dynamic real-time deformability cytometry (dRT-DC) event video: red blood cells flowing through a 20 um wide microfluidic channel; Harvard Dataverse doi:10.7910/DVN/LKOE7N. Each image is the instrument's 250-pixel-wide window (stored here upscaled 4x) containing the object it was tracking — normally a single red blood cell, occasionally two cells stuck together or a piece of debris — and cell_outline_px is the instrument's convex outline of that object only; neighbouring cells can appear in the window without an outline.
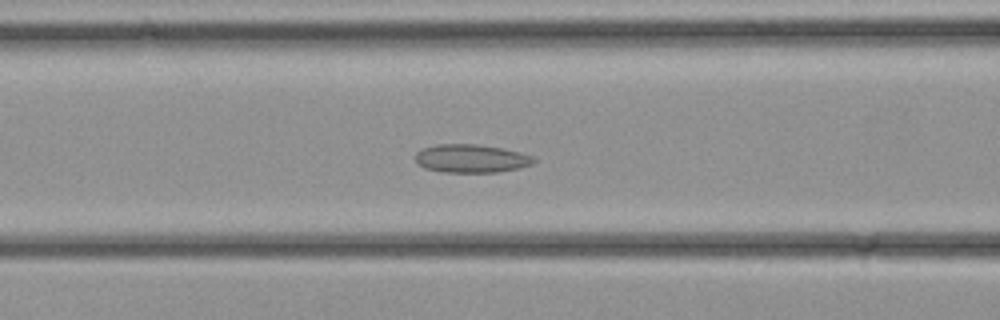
{"species": "common noctule bat (a hibernating species)", "species_latin": "Nyctalus noctula", "temperature_condition": "cold", "stored_images_in_passage": 25, "camera_frame_rate_fps": 3000, "um_per_image_px": 0.085, "animal": {"sex": "female", "body_mass_g": 21.9}, "frame": {"image": 1, "passage_image": 4, "time_ms": 1.0, "image_size_px": [1000, 320], "cell_outline_px": [[536, 160], [532, 164], [520, 168], [496, 172], [444, 172], [424, 168], [416, 160], [416, 152], [424, 148], [436, 144], [476, 144], [504, 148], [536, 156]], "centroid_in_image_um": [40.1, 13.47], "position_along_channel_um": 126.5, "area_um2": 19.59}}
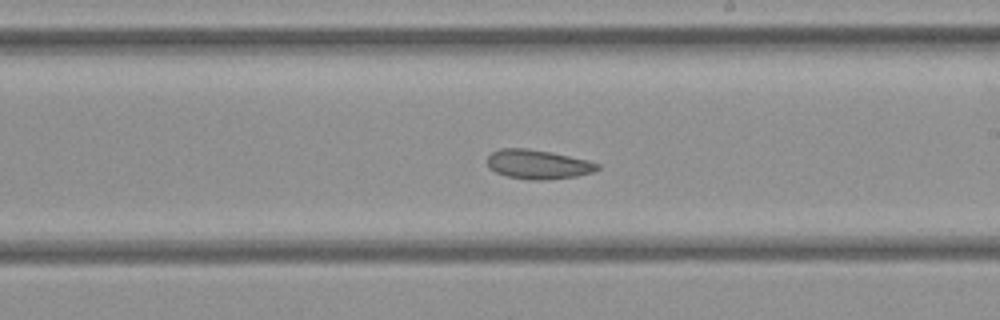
{"frame": {"image": 2, "passage_image": 10, "time_ms": 3.0, "image_size_px": [1000, 320], "cell_outline_px": [[600, 168], [592, 172], [576, 176], [544, 180], [528, 180], [508, 176], [496, 172], [488, 168], [488, 156], [492, 152], [500, 148], [528, 148], [552, 152], [588, 160], [600, 164]], "centroid_in_image_um": [45.73, 13.96], "position_along_channel_um": 243.3, "area_um2": 18.84}}
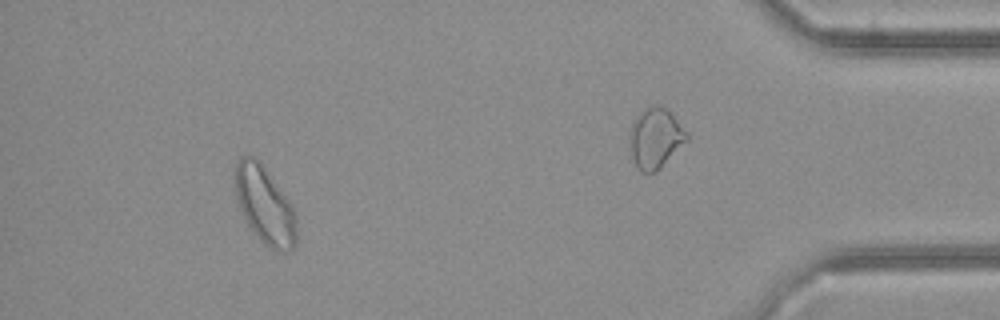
{"frame": {"image": 3, "passage_image": 22, "time_ms": 7.0, "image_size_px": [1000, 320], "cell_outline_px": [[296, 244], [292, 248], [272, 248], [264, 244], [252, 232], [240, 208], [236, 196], [232, 172], [236, 160], [240, 156], [252, 156], [260, 160], [288, 200], [296, 216]], "centroid_in_image_um": [22.44, 17.34], "position_along_channel_um": 412.8, "area_um2": 27.57}}